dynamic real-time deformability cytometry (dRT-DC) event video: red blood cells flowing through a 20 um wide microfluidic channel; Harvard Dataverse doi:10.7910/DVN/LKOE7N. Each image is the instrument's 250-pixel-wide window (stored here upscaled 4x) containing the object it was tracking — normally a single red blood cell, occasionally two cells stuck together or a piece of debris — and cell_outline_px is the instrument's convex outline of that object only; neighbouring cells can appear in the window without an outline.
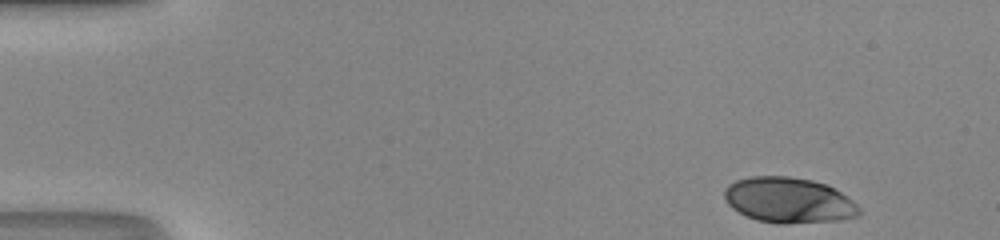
{"species": "human", "species_latin": "Homo sapiens", "temperature_condition": "room temperature", "stored_images_in_passage": 46, "camera_frame_rate_fps": 3000, "um_per_image_px": 0.085, "donor": {"sex": "male"}, "frame": {"image": 1, "passage_image": 1, "time_ms": 0.0, "image_size_px": [1000, 240], "cell_outline_px": [[860, 216], [840, 220], [784, 224], [780, 224], [756, 220], [732, 208], [724, 200], [724, 188], [728, 184], [736, 180], [748, 176], [788, 176], [812, 180], [828, 184], [852, 200], [860, 208]], "centroid_in_image_um": [67.03, 17.01], "position_along_channel_um": 18.0, "area_um2": 36.01}}
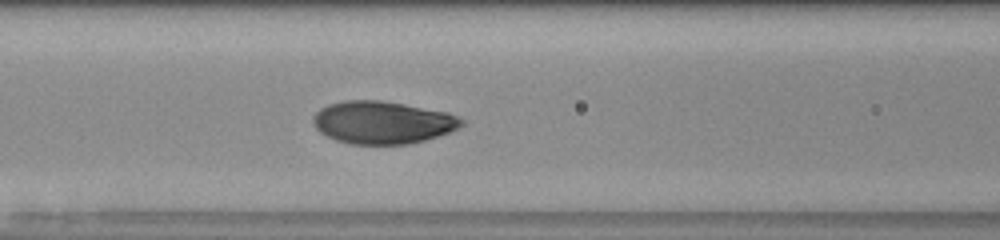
{"frame": {"image": 2, "passage_image": 18, "time_ms": 5.667, "image_size_px": [1000, 240], "cell_outline_px": [[464, 124], [452, 132], [424, 140], [408, 144], [352, 144], [336, 140], [320, 132], [312, 124], [312, 116], [320, 108], [328, 104], [344, 100], [380, 100], [404, 104], [448, 112], [464, 120]], "centroid_in_image_um": [32.51, 10.4], "position_along_channel_um": 134.1, "area_um2": 36.99}}
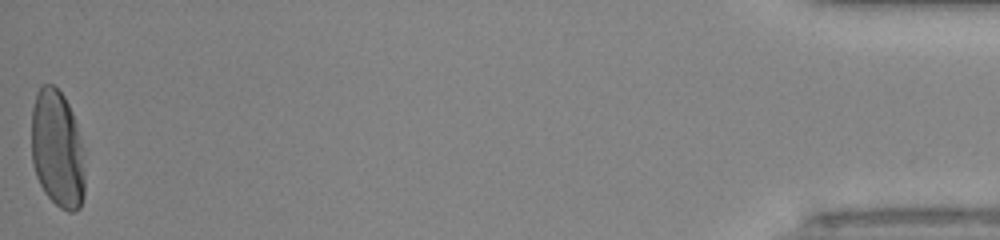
{"frame": {"image": 3, "passage_image": 46, "time_ms": 15.0, "image_size_px": [1000, 240], "cell_outline_px": [[84, 196], [80, 208], [72, 212], [68, 212], [60, 208], [44, 192], [36, 176], [32, 164], [32, 108], [36, 92], [40, 84], [52, 84], [64, 96], [72, 112], [76, 124], [80, 140], [84, 176]], "centroid_in_image_um": [4.85, 12.67], "position_along_channel_um": 430.4, "area_um2": 36.59}, "authors_computed_cell_mechanics": {"area_um2": 36.5585, "velocity_mm_per_s": 4.1931, "shape_relaxation_time_tau1_ms": 2.5162, "shape_relaxation_time_tau2_ms": null, "deformation_change_tau1": 0.1597, "deformation_change_tau2": null}}